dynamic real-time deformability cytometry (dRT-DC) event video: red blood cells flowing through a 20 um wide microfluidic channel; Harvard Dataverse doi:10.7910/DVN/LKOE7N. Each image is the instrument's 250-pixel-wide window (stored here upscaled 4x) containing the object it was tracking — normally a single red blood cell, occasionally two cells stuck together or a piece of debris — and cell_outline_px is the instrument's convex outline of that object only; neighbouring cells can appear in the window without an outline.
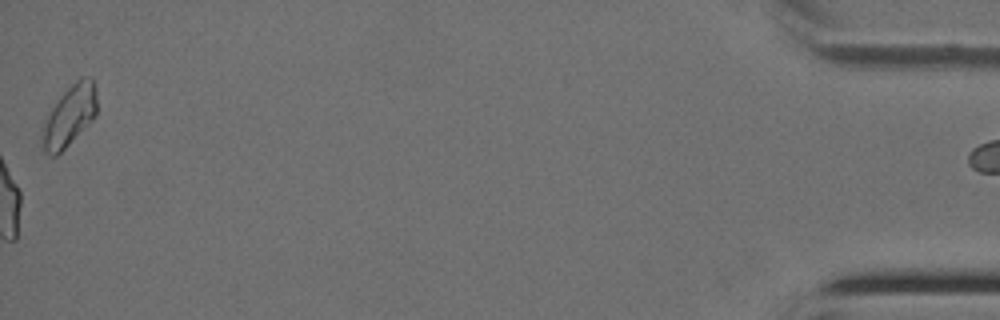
{"species": "Egyptian fruit bat (a non-hibernating species)", "species_latin": "Rousettus aegyptiacus", "temperature_condition": "cold", "stored_images_in_passage": 42, "camera_frame_rate_fps": 3000, "um_per_image_px": 0.085, "animal": {"sex": "female"}, "frame": {"image": 1, "passage_image": 42, "time_ms": 13.667, "image_size_px": [1000, 320], "cell_outline_px": [[96, 116], [56, 156], [48, 156], [44, 152], [40, 140], [40, 128], [52, 108], [60, 96], [76, 80], [84, 76], [92, 76], [96, 88]], "centroid_in_image_um": [5.87, 9.85], "position_along_channel_um": 429.3, "area_um2": 19.42}}